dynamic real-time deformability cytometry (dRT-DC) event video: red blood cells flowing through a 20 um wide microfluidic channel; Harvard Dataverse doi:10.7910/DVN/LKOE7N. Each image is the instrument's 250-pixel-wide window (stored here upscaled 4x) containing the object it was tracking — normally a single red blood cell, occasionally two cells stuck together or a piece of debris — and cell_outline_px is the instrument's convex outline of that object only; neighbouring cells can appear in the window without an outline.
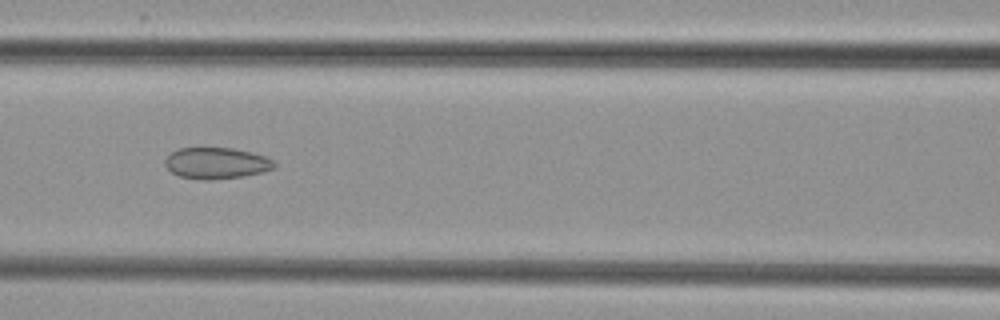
{"species": "common noctule bat (a hibernating species)", "species_latin": "Nyctalus noctula", "temperature_condition": "cold", "stored_images_in_passage": 8, "camera_frame_rate_fps": 3000, "um_per_image_px": 0.085, "animal": {"sex": "female", "body_mass_g": 29.2, "forearm_length_mm": 56.3}, "frame": {"image": 1, "passage_image": 7, "time_ms": 8.0, "image_size_px": [1000, 320], "cell_outline_px": [[276, 168], [264, 172], [244, 176], [212, 180], [208, 180], [180, 176], [172, 172], [164, 164], [164, 160], [172, 152], [180, 148], [232, 148], [252, 152], [264, 156], [272, 160], [276, 164]], "centroid_in_image_um": [18.43, 13.87], "position_along_channel_um": 148.2, "area_um2": 19.88}}
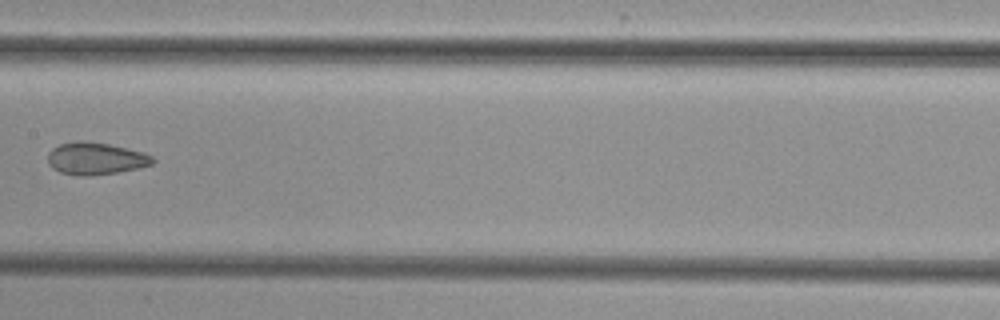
{"frame": {"image": 2, "passage_image": 8, "time_ms": 9.333, "image_size_px": [1000, 320], "cell_outline_px": [[156, 160], [152, 164], [136, 168], [116, 172], [92, 176], [76, 176], [60, 172], [52, 168], [48, 164], [48, 152], [52, 148], [60, 144], [76, 140], [84, 140], [108, 144], [144, 152], [152, 156]], "centroid_in_image_um": [8.09, 13.47], "position_along_channel_um": 199.3, "area_um2": 19.83}}